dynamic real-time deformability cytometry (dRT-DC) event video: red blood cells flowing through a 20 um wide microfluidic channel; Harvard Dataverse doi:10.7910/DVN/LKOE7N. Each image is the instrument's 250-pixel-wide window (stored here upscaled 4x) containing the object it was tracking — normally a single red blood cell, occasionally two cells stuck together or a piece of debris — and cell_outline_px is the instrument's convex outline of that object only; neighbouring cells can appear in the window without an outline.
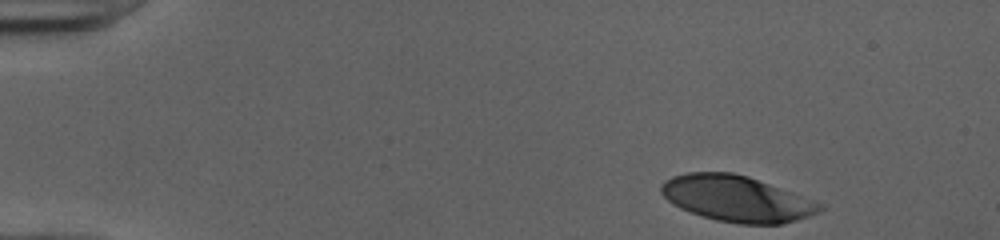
{"species": "human", "species_latin": "Homo sapiens", "temperature_condition": "cold", "stored_images_in_passage": 38, "camera_frame_rate_fps": 3000, "um_per_image_px": 0.085, "donor": {"sex": "female"}, "frame": {"image": 1, "passage_image": 1, "time_ms": 0.0, "image_size_px": [1000, 240], "cell_outline_px": [[824, 208], [820, 212], [784, 224], [740, 224], [716, 220], [680, 208], [672, 204], [660, 192], [660, 184], [664, 180], [672, 176], [688, 172], [732, 172], [748, 176], [792, 192], [824, 204]], "centroid_in_image_um": [62.61, 16.88], "position_along_channel_um": 22.4, "area_um2": 42.48}}
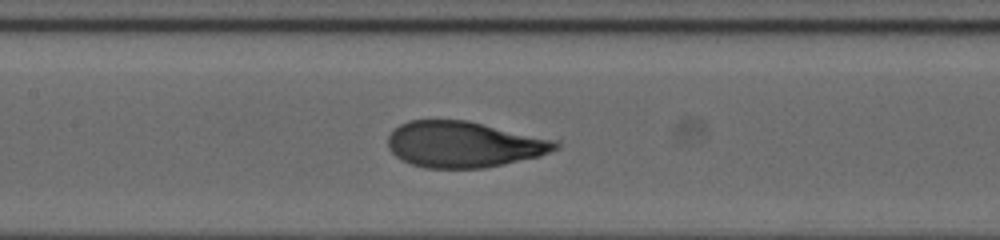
{"frame": {"image": 2, "passage_image": 20, "time_ms": 6.333, "image_size_px": [1000, 240], "cell_outline_px": [[560, 148], [540, 156], [504, 164], [484, 168], [424, 168], [412, 164], [396, 156], [388, 148], [388, 136], [400, 124], [408, 120], [468, 120], [560, 140]], "centroid_in_image_um": [39.49, 12.26], "position_along_channel_um": 167.9, "area_um2": 45.32}}
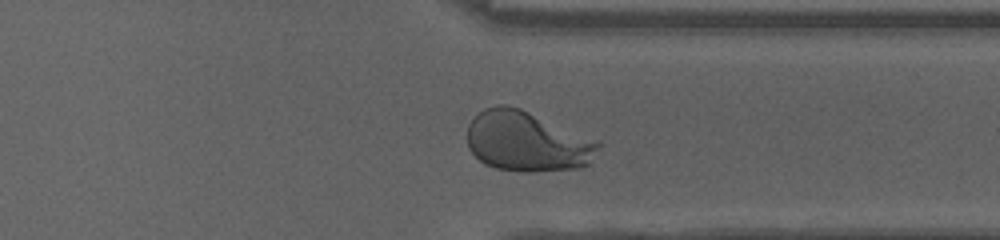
{"frame": {"image": 3, "passage_image": 35, "time_ms": 11.333, "image_size_px": [1000, 240], "cell_outline_px": [[604, 144], [588, 164], [584, 168], [532, 172], [524, 172], [496, 168], [484, 164], [468, 148], [468, 124], [484, 108], [500, 104], [504, 104], [520, 108], [600, 140]], "centroid_in_image_um": [44.86, 12.03], "position_along_channel_um": 366.5, "area_um2": 46.53}, "authors_computed_cell_mechanics": {"area_um2": 44.795, "velocity_mm_per_s": 3.9762, "shape_relaxation_time_tau1_ms": 4.2377, "shape_relaxation_time_tau2_ms": null, "deformation_change_tau1": 0.2393, "deformation_change_tau2": null}}